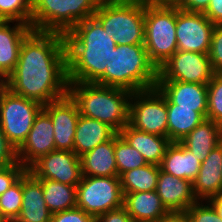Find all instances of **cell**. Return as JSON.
Wrapping results in <instances>:
<instances>
[{"label":"cell","instance_id":"cell-8","mask_svg":"<svg viewBox=\"0 0 222 222\" xmlns=\"http://www.w3.org/2000/svg\"><path fill=\"white\" fill-rule=\"evenodd\" d=\"M42 109L40 103L14 94L7 87L0 92V127L16 150L27 139Z\"/></svg>","mask_w":222,"mask_h":222},{"label":"cell","instance_id":"cell-3","mask_svg":"<svg viewBox=\"0 0 222 222\" xmlns=\"http://www.w3.org/2000/svg\"><path fill=\"white\" fill-rule=\"evenodd\" d=\"M67 94L78 112L112 127L119 133L129 123L131 92L95 83L68 82Z\"/></svg>","mask_w":222,"mask_h":222},{"label":"cell","instance_id":"cell-45","mask_svg":"<svg viewBox=\"0 0 222 222\" xmlns=\"http://www.w3.org/2000/svg\"><path fill=\"white\" fill-rule=\"evenodd\" d=\"M7 87V78L0 72V92Z\"/></svg>","mask_w":222,"mask_h":222},{"label":"cell","instance_id":"cell-32","mask_svg":"<svg viewBox=\"0 0 222 222\" xmlns=\"http://www.w3.org/2000/svg\"><path fill=\"white\" fill-rule=\"evenodd\" d=\"M32 0H0V21H17L30 25Z\"/></svg>","mask_w":222,"mask_h":222},{"label":"cell","instance_id":"cell-15","mask_svg":"<svg viewBox=\"0 0 222 222\" xmlns=\"http://www.w3.org/2000/svg\"><path fill=\"white\" fill-rule=\"evenodd\" d=\"M54 126L50 116L42 109L25 142L17 150L18 162L26 169L39 157L55 150Z\"/></svg>","mask_w":222,"mask_h":222},{"label":"cell","instance_id":"cell-37","mask_svg":"<svg viewBox=\"0 0 222 222\" xmlns=\"http://www.w3.org/2000/svg\"><path fill=\"white\" fill-rule=\"evenodd\" d=\"M50 222H96V219L81 208L75 207L53 213Z\"/></svg>","mask_w":222,"mask_h":222},{"label":"cell","instance_id":"cell-46","mask_svg":"<svg viewBox=\"0 0 222 222\" xmlns=\"http://www.w3.org/2000/svg\"><path fill=\"white\" fill-rule=\"evenodd\" d=\"M0 222H6L0 215Z\"/></svg>","mask_w":222,"mask_h":222},{"label":"cell","instance_id":"cell-26","mask_svg":"<svg viewBox=\"0 0 222 222\" xmlns=\"http://www.w3.org/2000/svg\"><path fill=\"white\" fill-rule=\"evenodd\" d=\"M201 163L180 142H171L160 164L162 171L193 182Z\"/></svg>","mask_w":222,"mask_h":222},{"label":"cell","instance_id":"cell-24","mask_svg":"<svg viewBox=\"0 0 222 222\" xmlns=\"http://www.w3.org/2000/svg\"><path fill=\"white\" fill-rule=\"evenodd\" d=\"M117 132L99 120L79 116L74 138V153L81 156L99 144L111 140Z\"/></svg>","mask_w":222,"mask_h":222},{"label":"cell","instance_id":"cell-31","mask_svg":"<svg viewBox=\"0 0 222 222\" xmlns=\"http://www.w3.org/2000/svg\"><path fill=\"white\" fill-rule=\"evenodd\" d=\"M22 176L0 196V215L6 222H14L22 207Z\"/></svg>","mask_w":222,"mask_h":222},{"label":"cell","instance_id":"cell-5","mask_svg":"<svg viewBox=\"0 0 222 222\" xmlns=\"http://www.w3.org/2000/svg\"><path fill=\"white\" fill-rule=\"evenodd\" d=\"M93 17L117 45L144 44V4L138 0H101Z\"/></svg>","mask_w":222,"mask_h":222},{"label":"cell","instance_id":"cell-16","mask_svg":"<svg viewBox=\"0 0 222 222\" xmlns=\"http://www.w3.org/2000/svg\"><path fill=\"white\" fill-rule=\"evenodd\" d=\"M156 87L164 95L166 104L195 108L207 118V84L185 83L181 81H157Z\"/></svg>","mask_w":222,"mask_h":222},{"label":"cell","instance_id":"cell-34","mask_svg":"<svg viewBox=\"0 0 222 222\" xmlns=\"http://www.w3.org/2000/svg\"><path fill=\"white\" fill-rule=\"evenodd\" d=\"M185 213L191 222H222V219L208 201L195 202Z\"/></svg>","mask_w":222,"mask_h":222},{"label":"cell","instance_id":"cell-4","mask_svg":"<svg viewBox=\"0 0 222 222\" xmlns=\"http://www.w3.org/2000/svg\"><path fill=\"white\" fill-rule=\"evenodd\" d=\"M158 69L144 44L117 45L104 72V86L136 91L156 87Z\"/></svg>","mask_w":222,"mask_h":222},{"label":"cell","instance_id":"cell-28","mask_svg":"<svg viewBox=\"0 0 222 222\" xmlns=\"http://www.w3.org/2000/svg\"><path fill=\"white\" fill-rule=\"evenodd\" d=\"M43 187L44 200L53 214L76 207V186L49 179H38Z\"/></svg>","mask_w":222,"mask_h":222},{"label":"cell","instance_id":"cell-36","mask_svg":"<svg viewBox=\"0 0 222 222\" xmlns=\"http://www.w3.org/2000/svg\"><path fill=\"white\" fill-rule=\"evenodd\" d=\"M27 169L19 162L8 167L0 168V196L10 188Z\"/></svg>","mask_w":222,"mask_h":222},{"label":"cell","instance_id":"cell-18","mask_svg":"<svg viewBox=\"0 0 222 222\" xmlns=\"http://www.w3.org/2000/svg\"><path fill=\"white\" fill-rule=\"evenodd\" d=\"M192 184L198 201H208L222 193V142L201 163Z\"/></svg>","mask_w":222,"mask_h":222},{"label":"cell","instance_id":"cell-1","mask_svg":"<svg viewBox=\"0 0 222 222\" xmlns=\"http://www.w3.org/2000/svg\"><path fill=\"white\" fill-rule=\"evenodd\" d=\"M14 94L41 105L67 95V53L63 34L32 30L23 40L17 65L7 77Z\"/></svg>","mask_w":222,"mask_h":222},{"label":"cell","instance_id":"cell-12","mask_svg":"<svg viewBox=\"0 0 222 222\" xmlns=\"http://www.w3.org/2000/svg\"><path fill=\"white\" fill-rule=\"evenodd\" d=\"M215 25L204 13L188 12L176 6L177 51L209 54Z\"/></svg>","mask_w":222,"mask_h":222},{"label":"cell","instance_id":"cell-22","mask_svg":"<svg viewBox=\"0 0 222 222\" xmlns=\"http://www.w3.org/2000/svg\"><path fill=\"white\" fill-rule=\"evenodd\" d=\"M127 143L136 149L147 164L160 166L171 140L133 128L129 123L119 132Z\"/></svg>","mask_w":222,"mask_h":222},{"label":"cell","instance_id":"cell-17","mask_svg":"<svg viewBox=\"0 0 222 222\" xmlns=\"http://www.w3.org/2000/svg\"><path fill=\"white\" fill-rule=\"evenodd\" d=\"M156 192L169 212H185L198 200L193 192V184L160 169Z\"/></svg>","mask_w":222,"mask_h":222},{"label":"cell","instance_id":"cell-13","mask_svg":"<svg viewBox=\"0 0 222 222\" xmlns=\"http://www.w3.org/2000/svg\"><path fill=\"white\" fill-rule=\"evenodd\" d=\"M27 170L37 179L77 186L82 179L80 157L72 151L53 150L39 157Z\"/></svg>","mask_w":222,"mask_h":222},{"label":"cell","instance_id":"cell-2","mask_svg":"<svg viewBox=\"0 0 222 222\" xmlns=\"http://www.w3.org/2000/svg\"><path fill=\"white\" fill-rule=\"evenodd\" d=\"M64 37L68 82L104 86V72L117 46L116 41L94 17L80 21Z\"/></svg>","mask_w":222,"mask_h":222},{"label":"cell","instance_id":"cell-41","mask_svg":"<svg viewBox=\"0 0 222 222\" xmlns=\"http://www.w3.org/2000/svg\"><path fill=\"white\" fill-rule=\"evenodd\" d=\"M204 15L209 18L213 24H222V0H211Z\"/></svg>","mask_w":222,"mask_h":222},{"label":"cell","instance_id":"cell-35","mask_svg":"<svg viewBox=\"0 0 222 222\" xmlns=\"http://www.w3.org/2000/svg\"><path fill=\"white\" fill-rule=\"evenodd\" d=\"M208 55L213 71L222 73V24L215 25Z\"/></svg>","mask_w":222,"mask_h":222},{"label":"cell","instance_id":"cell-43","mask_svg":"<svg viewBox=\"0 0 222 222\" xmlns=\"http://www.w3.org/2000/svg\"><path fill=\"white\" fill-rule=\"evenodd\" d=\"M213 206L219 217L222 219V193L208 200Z\"/></svg>","mask_w":222,"mask_h":222},{"label":"cell","instance_id":"cell-23","mask_svg":"<svg viewBox=\"0 0 222 222\" xmlns=\"http://www.w3.org/2000/svg\"><path fill=\"white\" fill-rule=\"evenodd\" d=\"M82 176H118L115 159V136L80 156Z\"/></svg>","mask_w":222,"mask_h":222},{"label":"cell","instance_id":"cell-7","mask_svg":"<svg viewBox=\"0 0 222 222\" xmlns=\"http://www.w3.org/2000/svg\"><path fill=\"white\" fill-rule=\"evenodd\" d=\"M144 46L159 69L176 51V5H144Z\"/></svg>","mask_w":222,"mask_h":222},{"label":"cell","instance_id":"cell-44","mask_svg":"<svg viewBox=\"0 0 222 222\" xmlns=\"http://www.w3.org/2000/svg\"><path fill=\"white\" fill-rule=\"evenodd\" d=\"M144 5H177L179 0H138Z\"/></svg>","mask_w":222,"mask_h":222},{"label":"cell","instance_id":"cell-25","mask_svg":"<svg viewBox=\"0 0 222 222\" xmlns=\"http://www.w3.org/2000/svg\"><path fill=\"white\" fill-rule=\"evenodd\" d=\"M221 142L222 126L209 119L202 121L180 141L200 162Z\"/></svg>","mask_w":222,"mask_h":222},{"label":"cell","instance_id":"cell-10","mask_svg":"<svg viewBox=\"0 0 222 222\" xmlns=\"http://www.w3.org/2000/svg\"><path fill=\"white\" fill-rule=\"evenodd\" d=\"M129 124L137 130L168 137L166 99L157 87L131 94Z\"/></svg>","mask_w":222,"mask_h":222},{"label":"cell","instance_id":"cell-39","mask_svg":"<svg viewBox=\"0 0 222 222\" xmlns=\"http://www.w3.org/2000/svg\"><path fill=\"white\" fill-rule=\"evenodd\" d=\"M96 222H134L124 207L108 211L96 218Z\"/></svg>","mask_w":222,"mask_h":222},{"label":"cell","instance_id":"cell-19","mask_svg":"<svg viewBox=\"0 0 222 222\" xmlns=\"http://www.w3.org/2000/svg\"><path fill=\"white\" fill-rule=\"evenodd\" d=\"M13 24L14 21H0V72L6 78L17 65L24 38L33 30L25 23Z\"/></svg>","mask_w":222,"mask_h":222},{"label":"cell","instance_id":"cell-30","mask_svg":"<svg viewBox=\"0 0 222 222\" xmlns=\"http://www.w3.org/2000/svg\"><path fill=\"white\" fill-rule=\"evenodd\" d=\"M115 159L119 177L124 172L147 164L143 156L131 147L119 133L115 135Z\"/></svg>","mask_w":222,"mask_h":222},{"label":"cell","instance_id":"cell-9","mask_svg":"<svg viewBox=\"0 0 222 222\" xmlns=\"http://www.w3.org/2000/svg\"><path fill=\"white\" fill-rule=\"evenodd\" d=\"M120 177L82 176L76 186V207L95 219L108 211L123 207Z\"/></svg>","mask_w":222,"mask_h":222},{"label":"cell","instance_id":"cell-21","mask_svg":"<svg viewBox=\"0 0 222 222\" xmlns=\"http://www.w3.org/2000/svg\"><path fill=\"white\" fill-rule=\"evenodd\" d=\"M123 207L134 222H159L169 213L156 190L124 194Z\"/></svg>","mask_w":222,"mask_h":222},{"label":"cell","instance_id":"cell-40","mask_svg":"<svg viewBox=\"0 0 222 222\" xmlns=\"http://www.w3.org/2000/svg\"><path fill=\"white\" fill-rule=\"evenodd\" d=\"M211 0H179L177 7L188 12L204 13Z\"/></svg>","mask_w":222,"mask_h":222},{"label":"cell","instance_id":"cell-29","mask_svg":"<svg viewBox=\"0 0 222 222\" xmlns=\"http://www.w3.org/2000/svg\"><path fill=\"white\" fill-rule=\"evenodd\" d=\"M160 169L158 165L146 164L143 167L124 172L120 176L123 195L156 190Z\"/></svg>","mask_w":222,"mask_h":222},{"label":"cell","instance_id":"cell-6","mask_svg":"<svg viewBox=\"0 0 222 222\" xmlns=\"http://www.w3.org/2000/svg\"><path fill=\"white\" fill-rule=\"evenodd\" d=\"M101 0H32L30 26L35 31L65 35L93 17Z\"/></svg>","mask_w":222,"mask_h":222},{"label":"cell","instance_id":"cell-14","mask_svg":"<svg viewBox=\"0 0 222 222\" xmlns=\"http://www.w3.org/2000/svg\"><path fill=\"white\" fill-rule=\"evenodd\" d=\"M54 126L55 150L74 152V138L80 116L76 103L66 96L43 105Z\"/></svg>","mask_w":222,"mask_h":222},{"label":"cell","instance_id":"cell-42","mask_svg":"<svg viewBox=\"0 0 222 222\" xmlns=\"http://www.w3.org/2000/svg\"><path fill=\"white\" fill-rule=\"evenodd\" d=\"M159 222H191L185 212H169Z\"/></svg>","mask_w":222,"mask_h":222},{"label":"cell","instance_id":"cell-27","mask_svg":"<svg viewBox=\"0 0 222 222\" xmlns=\"http://www.w3.org/2000/svg\"><path fill=\"white\" fill-rule=\"evenodd\" d=\"M168 113V138L171 142H180L196 126L206 118L195 111V108L178 107L176 104H166Z\"/></svg>","mask_w":222,"mask_h":222},{"label":"cell","instance_id":"cell-11","mask_svg":"<svg viewBox=\"0 0 222 222\" xmlns=\"http://www.w3.org/2000/svg\"><path fill=\"white\" fill-rule=\"evenodd\" d=\"M214 74L208 54L176 51L158 69L157 81L208 84Z\"/></svg>","mask_w":222,"mask_h":222},{"label":"cell","instance_id":"cell-33","mask_svg":"<svg viewBox=\"0 0 222 222\" xmlns=\"http://www.w3.org/2000/svg\"><path fill=\"white\" fill-rule=\"evenodd\" d=\"M207 118L222 126V73H215L207 84Z\"/></svg>","mask_w":222,"mask_h":222},{"label":"cell","instance_id":"cell-38","mask_svg":"<svg viewBox=\"0 0 222 222\" xmlns=\"http://www.w3.org/2000/svg\"><path fill=\"white\" fill-rule=\"evenodd\" d=\"M18 163L17 150L0 127V168Z\"/></svg>","mask_w":222,"mask_h":222},{"label":"cell","instance_id":"cell-20","mask_svg":"<svg viewBox=\"0 0 222 222\" xmlns=\"http://www.w3.org/2000/svg\"><path fill=\"white\" fill-rule=\"evenodd\" d=\"M22 207L14 222H50L41 182L28 170L22 175Z\"/></svg>","mask_w":222,"mask_h":222}]
</instances>
